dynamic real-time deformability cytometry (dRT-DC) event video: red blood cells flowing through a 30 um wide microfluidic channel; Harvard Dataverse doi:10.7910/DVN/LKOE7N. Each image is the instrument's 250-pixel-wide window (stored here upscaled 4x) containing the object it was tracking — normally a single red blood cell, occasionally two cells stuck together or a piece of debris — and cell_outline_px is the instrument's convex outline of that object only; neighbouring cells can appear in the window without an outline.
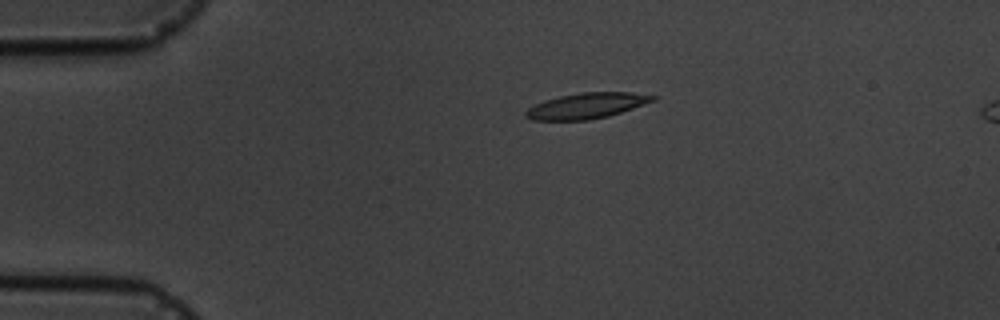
{"species": "common noctule bat (a hibernating species)", "species_latin": "Nyctalus noctula", "temperature_condition": "cold", "stored_images_in_passage": 6, "camera_frame_rate_fps": 3000, "um_per_image_px": 0.085, "animal": {"sex": "male", "body_mass_g": 19.5, "forearm_length_mm": 54.6}, "frame": {"image": 1, "passage_image": 4, "time_ms": 3.333, "image_size_px": [1000, 320], "cell_outline_px": [[656, 100], [608, 116], [588, 120], [532, 120], [524, 116], [524, 112], [528, 108], [544, 100], [560, 96], [580, 92], [632, 92], [656, 96]], "centroid_in_image_um": [49.84, 8.98], "position_along_channel_um": 35.2, "area_um2": 18.9}}